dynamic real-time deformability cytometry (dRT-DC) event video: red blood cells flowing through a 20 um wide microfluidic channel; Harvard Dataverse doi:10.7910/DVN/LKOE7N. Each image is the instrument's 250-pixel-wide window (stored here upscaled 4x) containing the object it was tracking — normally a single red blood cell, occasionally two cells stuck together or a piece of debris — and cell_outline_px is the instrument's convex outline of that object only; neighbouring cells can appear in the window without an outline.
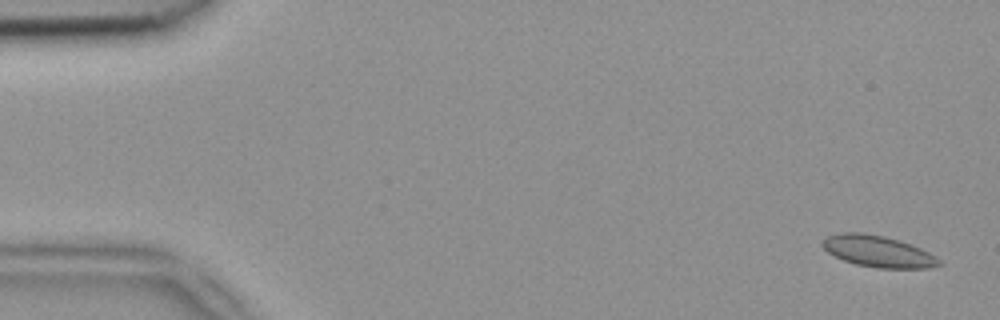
{"species": "common noctule bat (a hibernating species)", "species_latin": "Nyctalus noctula", "temperature_condition": "room temperature", "stored_images_in_passage": 9, "camera_frame_rate_fps": 3000, "um_per_image_px": 0.085, "animal": {"sex": "female", "body_mass_g": 18.4}, "frame": {"image": 1, "passage_image": 2, "time_ms": 0.333, "image_size_px": [1000, 320], "cell_outline_px": [[944, 264], [928, 268], [876, 268], [856, 264], [844, 260], [828, 252], [820, 244], [828, 236], [844, 232], [860, 232], [900, 240], [920, 248], [936, 256]], "centroid_in_image_um": [74.66, 21.37], "position_along_channel_um": 10.3, "area_um2": 21.15}}